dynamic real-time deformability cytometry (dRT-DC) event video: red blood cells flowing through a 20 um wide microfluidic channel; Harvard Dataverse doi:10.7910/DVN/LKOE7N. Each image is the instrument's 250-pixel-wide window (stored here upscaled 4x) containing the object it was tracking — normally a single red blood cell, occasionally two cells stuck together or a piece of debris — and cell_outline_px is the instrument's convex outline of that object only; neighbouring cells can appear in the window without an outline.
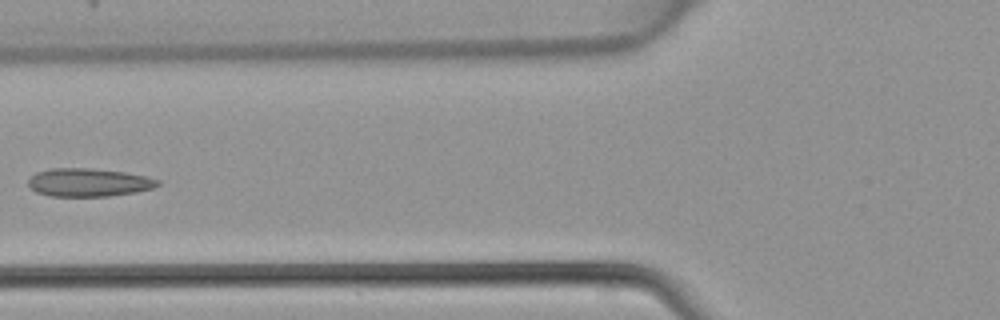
{"species": "common noctule bat (a hibernating species)", "species_latin": "Nyctalus noctula", "temperature_condition": "warm", "stored_images_in_passage": 6, "camera_frame_rate_fps": 3000, "um_per_image_px": 0.085, "animal": {"sex": "female", "body_mass_g": 22.7, "forearm_length_mm": 54.2}, "frame": {"image": 1, "passage_image": 6, "time_ms": 1.667, "image_size_px": [1000, 320], "cell_outline_px": [[160, 184], [152, 188], [136, 192], [108, 196], [52, 196], [36, 192], [28, 188], [28, 180], [36, 172], [52, 168], [88, 168], [124, 172], [144, 176], [160, 180]], "centroid_in_image_um": [7.5, 15.51], "position_along_channel_um": 118.3, "area_um2": 21.21}}